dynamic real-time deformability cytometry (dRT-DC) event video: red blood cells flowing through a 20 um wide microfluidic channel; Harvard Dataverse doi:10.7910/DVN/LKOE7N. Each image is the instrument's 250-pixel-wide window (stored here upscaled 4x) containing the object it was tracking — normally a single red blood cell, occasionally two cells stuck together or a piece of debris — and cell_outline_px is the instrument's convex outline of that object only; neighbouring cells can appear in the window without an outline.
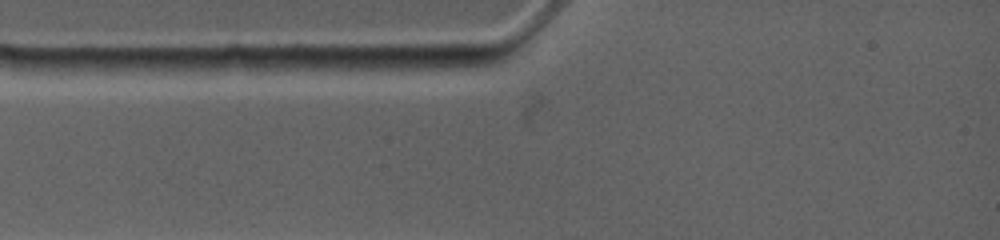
{"species": "common noctule bat (a hibernating species)", "species_latin": "Nyctalus noctula", "temperature_condition": "warm", "stored_images_in_passage": 2, "camera_frame_rate_fps": 4500, "um_per_image_px": 0.085, "animal": {"sex": "female", "body_mass_g": 19.0, "forearm_length_mm": 53.3}, "frame": {"image": 1, "passage_image": 1, "time_ms": 0.0, "image_size_px": [1000, 240], "cell_outline_px": [[204, 68], [192, 76], [96, 76], [88, 68], [96, 60], [196, 60]], "centroid_in_image_um": [12.37, 5.78], "position_along_channel_um": 72.6, "area_um2": 12.37}}